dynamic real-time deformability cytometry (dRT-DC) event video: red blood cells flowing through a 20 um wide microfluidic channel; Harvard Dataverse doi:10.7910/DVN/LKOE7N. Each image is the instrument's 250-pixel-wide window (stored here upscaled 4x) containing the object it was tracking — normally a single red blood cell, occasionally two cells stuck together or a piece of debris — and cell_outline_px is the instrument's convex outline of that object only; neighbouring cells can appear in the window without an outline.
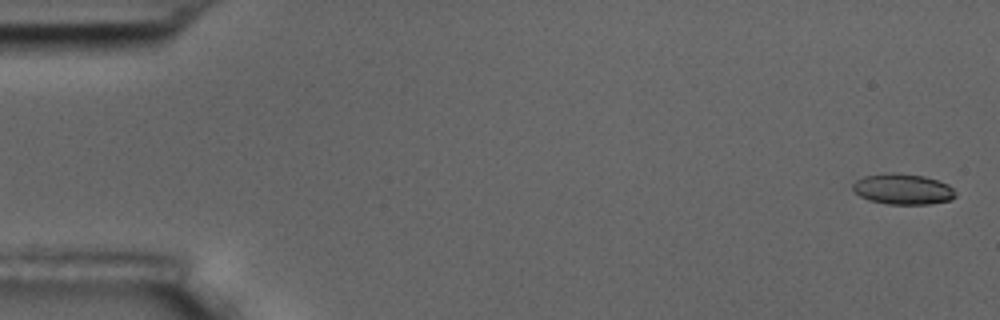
{"species": "common noctule bat (a hibernating species)", "species_latin": "Nyctalus noctula", "temperature_condition": "room temperature", "stored_images_in_passage": 5, "camera_frame_rate_fps": 3000, "um_per_image_px": 0.085, "animal": {"sex": "male", "body_mass_g": 17.5, "forearm_length_mm": 52.3}, "frame": {"image": 1, "passage_image": 1, "time_ms": 0.0, "image_size_px": [1000, 320], "cell_outline_px": [[956, 196], [952, 200], [928, 204], [888, 204], [868, 200], [860, 196], [852, 188], [852, 184], [856, 180], [864, 176], [884, 172], [896, 172], [924, 176], [948, 184], [956, 192]], "centroid_in_image_um": [76.73, 16.06], "position_along_channel_um": 8.3, "area_um2": 18.55}}
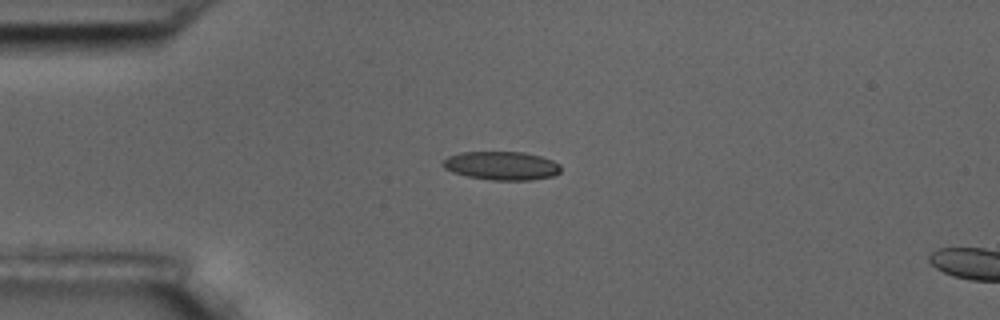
{"frame": {"image": 2, "passage_image": 4, "time_ms": 4.333, "image_size_px": [1000, 320], "cell_outline_px": [[560, 172], [552, 176], [532, 180], [492, 180], [468, 176], [452, 172], [444, 168], [440, 164], [448, 156], [460, 152], [524, 152], [540, 156], [552, 160], [560, 164]], "centroid_in_image_um": [42.62, 14.08], "position_along_channel_um": 42.4, "area_um2": 19.65}}